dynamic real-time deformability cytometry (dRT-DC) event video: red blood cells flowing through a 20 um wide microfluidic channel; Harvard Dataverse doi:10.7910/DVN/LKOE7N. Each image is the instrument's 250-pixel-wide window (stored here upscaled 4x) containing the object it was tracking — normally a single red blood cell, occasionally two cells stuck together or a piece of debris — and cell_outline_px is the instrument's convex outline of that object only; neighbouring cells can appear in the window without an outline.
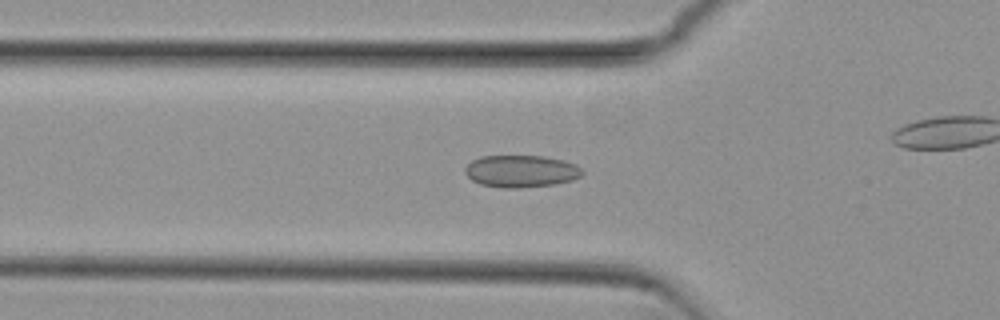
{"species": "common noctule bat (a hibernating species)", "species_latin": "Nyctalus noctula", "temperature_condition": "cold", "stored_images_in_passage": 31, "camera_frame_rate_fps": 3000, "um_per_image_px": 0.085, "animal": {"sex": "female", "body_mass_g": 29.2, "forearm_length_mm": 56.3}, "frame": {"image": 1, "passage_image": 6, "time_ms": 1.667, "image_size_px": [1000, 320], "cell_outline_px": [[584, 172], [580, 176], [572, 180], [556, 184], [516, 188], [500, 188], [480, 184], [472, 180], [464, 172], [464, 168], [472, 160], [480, 156], [544, 156], [564, 160], [576, 164]], "centroid_in_image_um": [44.28, 14.55], "position_along_channel_um": 81.5, "area_um2": 22.08}}
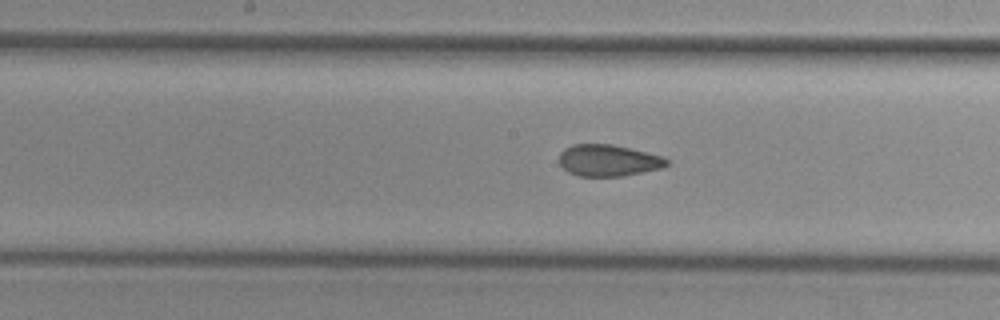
{"frame": {"image": 2, "passage_image": 15, "time_ms": 4.667, "image_size_px": [1000, 320], "cell_outline_px": [[668, 164], [660, 168], [624, 176], [580, 176], [568, 172], [560, 164], [560, 152], [564, 148], [572, 144], [612, 144], [660, 156], [668, 160]], "centroid_in_image_um": [51.66, 13.63], "position_along_channel_um": 196.5, "area_um2": 19.54}}
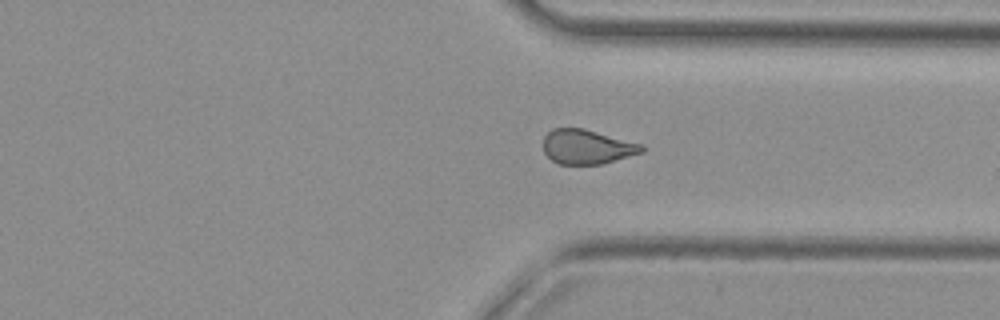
{"frame": {"image": 3, "passage_image": 28, "time_ms": 9.0, "image_size_px": [1000, 320], "cell_outline_px": [[644, 152], [600, 164], [560, 164], [552, 160], [544, 152], [544, 136], [552, 128], [584, 128], [644, 144]], "centroid_in_image_um": [49.91, 12.46], "position_along_channel_um": 361.5, "area_um2": 19.83}}